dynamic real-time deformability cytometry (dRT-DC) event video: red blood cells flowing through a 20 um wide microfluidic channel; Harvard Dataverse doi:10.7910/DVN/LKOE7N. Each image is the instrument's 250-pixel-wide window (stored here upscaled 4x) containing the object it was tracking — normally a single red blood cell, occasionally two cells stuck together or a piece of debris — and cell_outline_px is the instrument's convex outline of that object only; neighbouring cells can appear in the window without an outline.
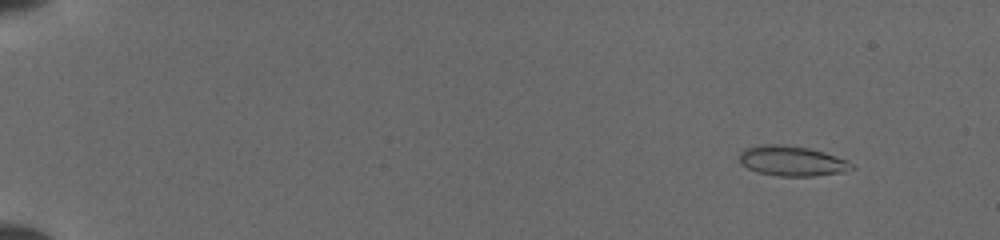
{"species": "common noctule bat (a hibernating species)", "species_latin": "Nyctalus noctula", "temperature_condition": "cold", "stored_images_in_passage": 9, "camera_frame_rate_fps": 3000, "um_per_image_px": 0.085, "animal": {"sex": "female", "body_mass_g": 19.5, "forearm_length_mm": 54.1}, "frame": {"image": 1, "passage_image": 3, "time_ms": 1.667, "image_size_px": [1000, 240], "cell_outline_px": [[856, 168], [844, 172], [812, 176], [780, 176], [756, 172], [740, 164], [740, 152], [744, 148], [760, 144], [784, 144], [808, 148], [824, 152], [848, 160]], "centroid_in_image_um": [67.31, 13.67], "position_along_channel_um": 17.7, "area_um2": 19.88}}
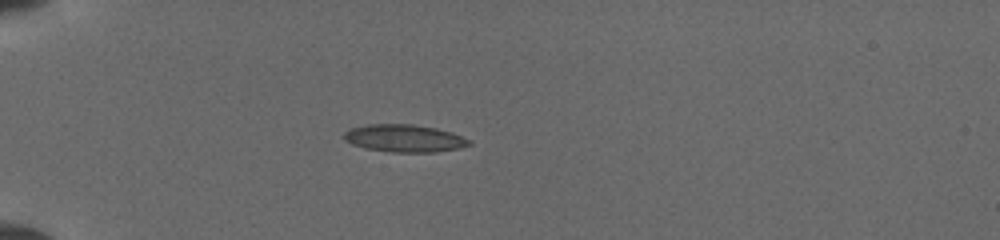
{"frame": {"image": 2, "passage_image": 7, "time_ms": 5.333, "image_size_px": [1000, 240], "cell_outline_px": [[472, 144], [456, 148], [436, 152], [392, 152], [364, 148], [352, 144], [344, 140], [344, 132], [352, 128], [368, 124], [412, 124], [436, 128], [452, 132], [472, 140]], "centroid_in_image_um": [34.38, 11.75], "position_along_channel_um": 50.6, "area_um2": 20.06}}
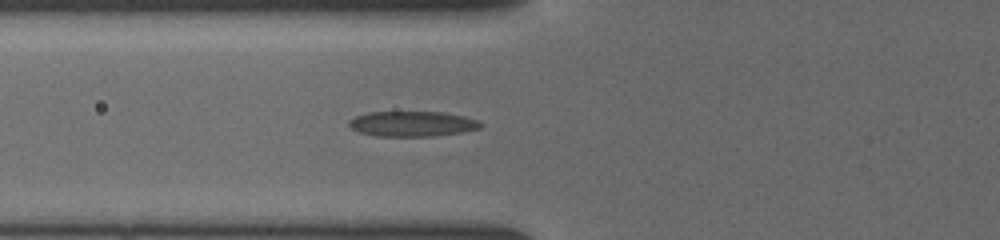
{"frame": {"image": 3, "passage_image": 9, "time_ms": 7.0, "image_size_px": [1000, 240], "cell_outline_px": [[484, 124], [480, 128], [460, 132], [432, 136], [376, 136], [360, 132], [352, 128], [348, 124], [348, 120], [356, 116], [368, 112], [440, 112], [464, 116], [476, 120]], "centroid_in_image_um": [35.02, 10.52], "position_along_channel_um": 90.8, "area_um2": 19.19}}